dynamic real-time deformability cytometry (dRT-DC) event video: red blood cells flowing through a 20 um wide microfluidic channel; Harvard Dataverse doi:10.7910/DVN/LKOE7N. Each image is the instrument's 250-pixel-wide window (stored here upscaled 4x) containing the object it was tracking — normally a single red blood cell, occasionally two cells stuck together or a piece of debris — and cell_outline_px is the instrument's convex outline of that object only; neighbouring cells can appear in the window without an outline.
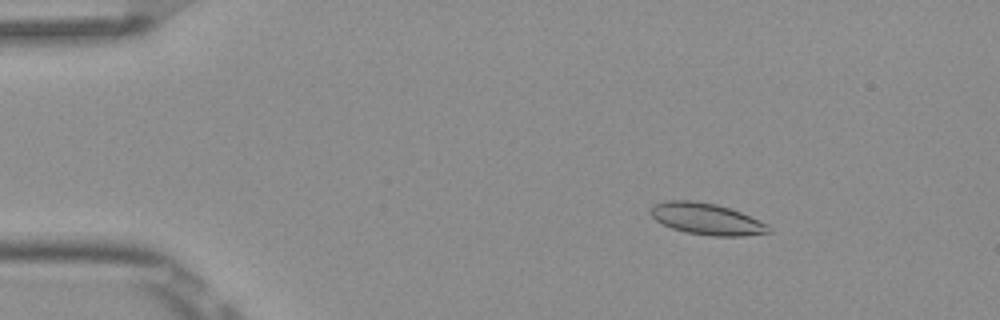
{"species": "Egyptian fruit bat (a non-hibernating species)", "species_latin": "Rousettus aegyptiacus", "temperature_condition": "room temperature", "stored_images_in_passage": 4, "camera_frame_rate_fps": 3000, "um_per_image_px": 0.085, "frame": {"image": 1, "passage_image": 2, "time_ms": 0.333, "image_size_px": [1000, 320], "cell_outline_px": [[772, 232], [744, 236], [712, 236], [684, 232], [672, 228], [656, 220], [648, 212], [652, 204], [664, 200], [692, 200], [716, 204], [740, 212], [768, 224], [772, 228]], "centroid_in_image_um": [60.04, 18.61], "position_along_channel_um": 25.0, "area_um2": 21.85}}